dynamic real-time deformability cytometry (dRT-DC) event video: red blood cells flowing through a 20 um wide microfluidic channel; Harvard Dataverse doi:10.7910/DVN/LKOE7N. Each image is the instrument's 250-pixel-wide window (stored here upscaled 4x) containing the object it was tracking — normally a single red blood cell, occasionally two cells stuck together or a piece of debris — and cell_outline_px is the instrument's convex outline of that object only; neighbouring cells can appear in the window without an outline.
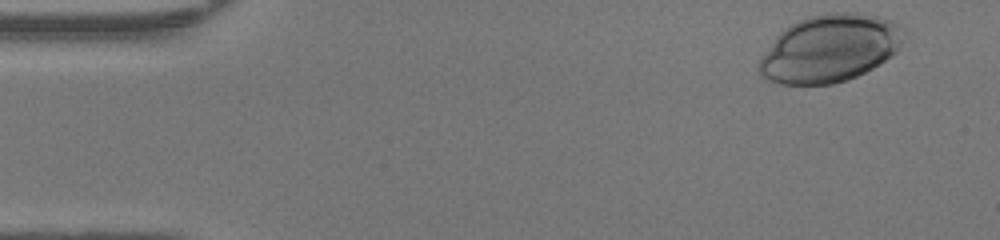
{"species": "human", "species_latin": "Homo sapiens", "temperature_condition": "warm", "stored_images_in_passage": 40, "camera_frame_rate_fps": 3000, "um_per_image_px": 0.085, "donor": {"sex": "female"}, "frame": {"image": 1, "passage_image": 1, "time_ms": 0.0, "image_size_px": [1000, 240], "cell_outline_px": [[908, 28], [900, 48], [892, 56], [880, 64], [856, 76], [832, 84], [780, 84], [768, 80], [760, 76], [756, 68], [756, 64], [776, 36], [784, 28], [808, 16], [828, 12], [856, 12], [880, 16], [892, 20]], "centroid_in_image_um": [70.57, 4.1], "position_along_channel_um": 14.4, "area_um2": 57.57}}
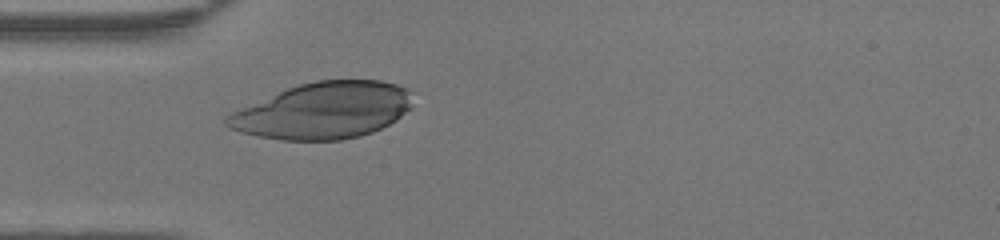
{"frame": {"image": 2, "passage_image": 12, "time_ms": 3.667, "image_size_px": [1000, 240], "cell_outline_px": [[412, 108], [396, 120], [372, 132], [360, 136], [340, 140], [280, 140], [240, 132], [224, 124], [224, 116], [232, 112], [288, 88], [300, 84], [316, 80], [380, 80], [396, 84], [404, 88], [408, 92], [412, 104]], "centroid_in_image_um": [27.48, 9.41], "position_along_channel_um": 57.5, "area_um2": 60.52}}